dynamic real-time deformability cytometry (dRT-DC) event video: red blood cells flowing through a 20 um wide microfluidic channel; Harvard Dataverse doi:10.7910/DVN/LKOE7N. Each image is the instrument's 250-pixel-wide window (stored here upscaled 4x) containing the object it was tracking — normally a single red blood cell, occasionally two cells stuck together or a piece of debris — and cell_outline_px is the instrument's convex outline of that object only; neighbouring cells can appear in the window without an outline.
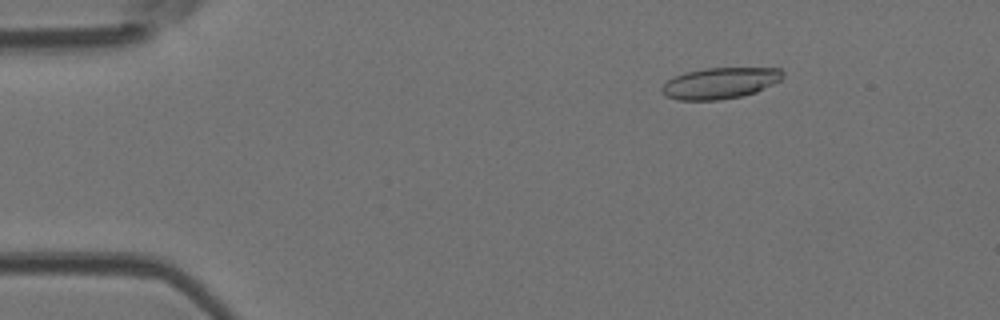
{"species": "Egyptian fruit bat (a non-hibernating species)", "species_latin": "Rousettus aegyptiacus", "temperature_condition": "room temperature", "stored_images_in_passage": 5, "camera_frame_rate_fps": 3000, "um_per_image_px": 0.085, "animal": {"sex": "female"}, "frame": {"image": 1, "passage_image": 2, "time_ms": 0.333, "image_size_px": [1000, 320], "cell_outline_px": [[784, 76], [780, 80], [756, 92], [740, 96], [720, 100], [676, 100], [664, 96], [660, 92], [660, 88], [668, 80], [684, 72], [704, 68], [780, 68], [784, 72]], "centroid_in_image_um": [61.17, 7.07], "position_along_channel_um": 23.8, "area_um2": 22.08}}